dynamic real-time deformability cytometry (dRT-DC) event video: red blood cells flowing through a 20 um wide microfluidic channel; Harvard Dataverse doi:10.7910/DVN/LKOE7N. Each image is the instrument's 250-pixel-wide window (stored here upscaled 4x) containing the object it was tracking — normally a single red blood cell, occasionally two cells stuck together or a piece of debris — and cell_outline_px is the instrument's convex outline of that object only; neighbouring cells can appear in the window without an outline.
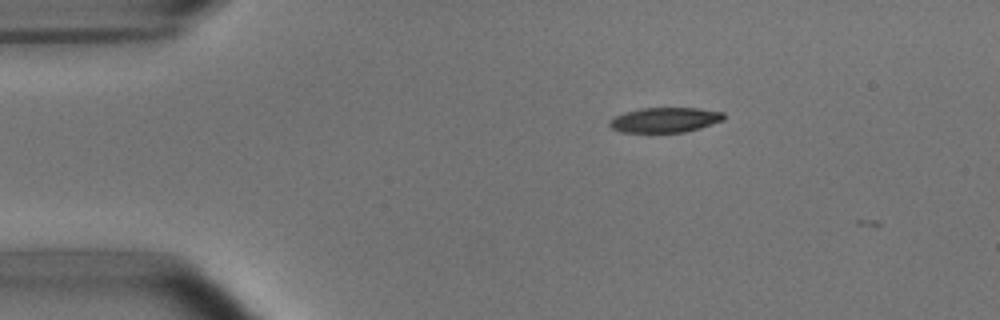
{"species": "common noctule bat (a hibernating species)", "species_latin": "Nyctalus noctula", "temperature_condition": "room temperature", "stored_images_in_passage": 3, "camera_frame_rate_fps": 3000, "um_per_image_px": 0.085, "animal": {"sex": "male", "body_mass_g": 15.6}, "frame": {"image": 1, "passage_image": 2, "time_ms": 0.333, "image_size_px": [1000, 320], "cell_outline_px": [[724, 120], [700, 128], [684, 132], [620, 132], [612, 128], [608, 124], [608, 120], [624, 112], [640, 108], [700, 108], [724, 112]], "centroid_in_image_um": [56.51, 10.19], "position_along_channel_um": 28.5, "area_um2": 16.7}}